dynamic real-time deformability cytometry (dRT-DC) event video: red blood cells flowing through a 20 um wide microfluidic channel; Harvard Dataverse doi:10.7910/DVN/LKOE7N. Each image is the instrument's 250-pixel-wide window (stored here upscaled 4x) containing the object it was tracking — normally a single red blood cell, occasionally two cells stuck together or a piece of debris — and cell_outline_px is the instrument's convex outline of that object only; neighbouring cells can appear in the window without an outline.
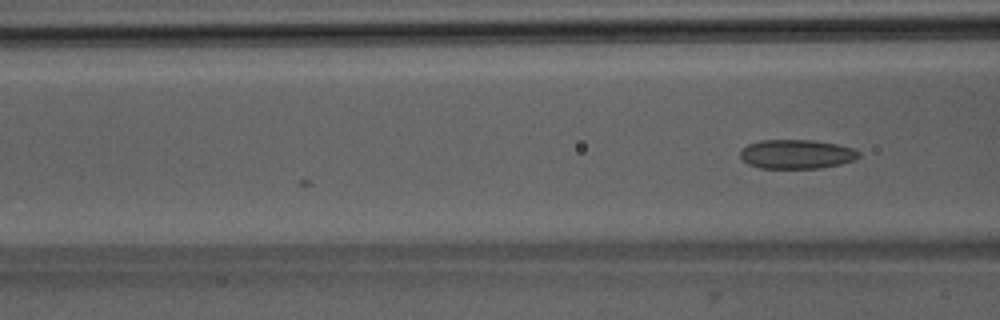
{"species": "Egyptian fruit bat (a non-hibernating species)", "species_latin": "Rousettus aegyptiacus", "temperature_condition": "room temperature", "stored_images_in_passage": 8, "camera_frame_rate_fps": 3000, "um_per_image_px": 0.085, "animal": {"sex": "male"}, "frame": {"image": 1, "passage_image": 8, "time_ms": 2.333, "image_size_px": [1000, 320], "cell_outline_px": [[860, 156], [852, 160], [840, 164], [820, 168], [760, 168], [748, 164], [740, 156], [740, 152], [748, 144], [760, 140], [812, 140], [836, 144], [856, 148], [860, 152]], "centroid_in_image_um": [67.73, 13.1], "position_along_channel_um": 98.9, "area_um2": 20.11}}